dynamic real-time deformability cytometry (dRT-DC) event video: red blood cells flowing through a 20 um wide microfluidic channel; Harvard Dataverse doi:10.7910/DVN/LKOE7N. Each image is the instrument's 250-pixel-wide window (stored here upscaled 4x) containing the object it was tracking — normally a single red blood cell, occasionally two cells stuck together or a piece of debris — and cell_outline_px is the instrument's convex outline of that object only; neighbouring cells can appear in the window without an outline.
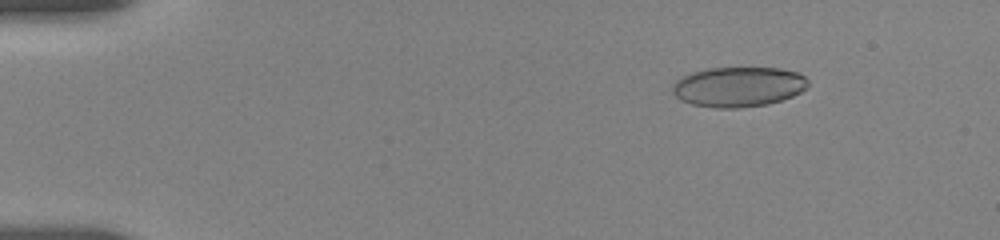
{"species": "human", "species_latin": "Homo sapiens", "temperature_condition": "room temperature", "stored_images_in_passage": 60, "camera_frame_rate_fps": 3000, "um_per_image_px": 0.085, "donor": {"sex": "female"}, "frame": {"image": 1, "passage_image": 8, "time_ms": 1.667, "image_size_px": [1000, 240], "cell_outline_px": [[808, 84], [800, 92], [792, 96], [768, 104], [740, 108], [716, 108], [692, 104], [680, 100], [672, 92], [672, 84], [676, 80], [692, 72], [708, 68], [780, 68], [796, 72], [804, 76], [808, 80]], "centroid_in_image_um": [62.74, 7.38], "position_along_channel_um": 22.3, "area_um2": 31.56}}
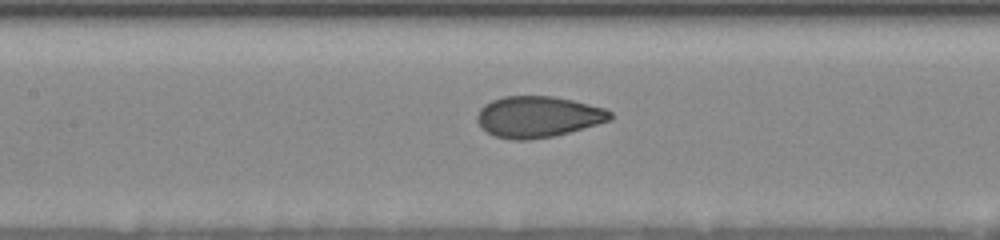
{"frame": {"image": 2, "passage_image": 34, "time_ms": 8.0, "image_size_px": [1000, 240], "cell_outline_px": [[612, 120], [568, 132], [552, 136], [528, 140], [512, 140], [496, 136], [480, 128], [476, 120], [476, 116], [480, 108], [484, 104], [492, 100], [504, 96], [552, 96], [572, 100], [604, 108], [612, 112]], "centroid_in_image_um": [45.69, 9.92], "position_along_channel_um": 161.7, "area_um2": 31.91}}
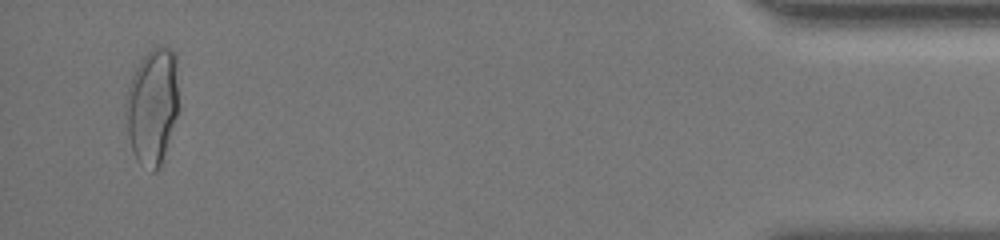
{"frame": {"image": 3, "passage_image": 57, "time_ms": 17.0, "image_size_px": [1000, 240], "cell_outline_px": [[180, 108], [160, 164], [156, 172], [152, 172], [140, 164], [136, 160], [132, 152], [128, 136], [128, 88], [132, 76], [140, 60], [152, 48], [160, 44], [172, 48], [176, 52]], "centroid_in_image_um": [13.02, 8.97], "position_along_channel_um": 422.2, "area_um2": 36.01}, "authors_computed_cell_mechanics": {"area_um2": 31.9634, "velocity_mm_per_s": 3.6752, "shape_relaxation_time_tau1_ms": 7.3579, "shape_relaxation_time_tau2_ms": 0.683, "deformation_change_tau1": 0.1667, "deformation_change_tau2": 0.044}}